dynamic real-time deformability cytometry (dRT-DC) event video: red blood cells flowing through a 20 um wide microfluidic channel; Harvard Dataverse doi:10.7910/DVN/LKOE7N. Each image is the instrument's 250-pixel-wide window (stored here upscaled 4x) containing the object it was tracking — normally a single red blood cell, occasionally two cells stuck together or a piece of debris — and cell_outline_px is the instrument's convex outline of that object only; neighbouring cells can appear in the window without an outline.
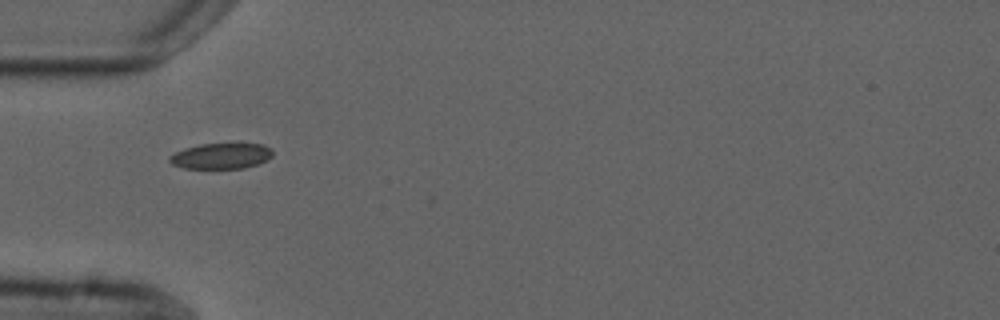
{"species": "common noctule bat (a hibernating species)", "species_latin": "Nyctalus noctula", "temperature_condition": "cold", "stored_images_in_passage": 6, "camera_frame_rate_fps": 3000, "um_per_image_px": 0.085, "animal": {"sex": "male", "forearm_length_mm": 52.5}, "frame": {"image": 1, "passage_image": 5, "time_ms": 4.667, "image_size_px": [1000, 320], "cell_outline_px": [[272, 156], [268, 160], [244, 168], [184, 168], [172, 164], [168, 160], [168, 156], [184, 148], [200, 144], [236, 140], [264, 144], [272, 148]], "centroid_in_image_um": [18.85, 13.19], "position_along_channel_um": 66.1, "area_um2": 16.36}}
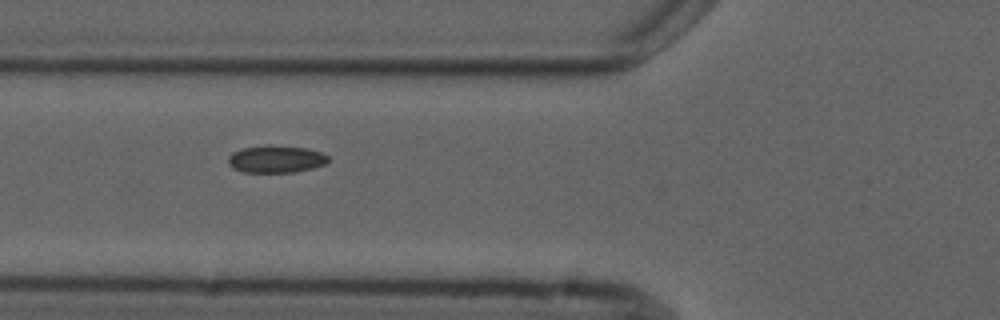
{"frame": {"image": 2, "passage_image": 6, "time_ms": 5.667, "image_size_px": [1000, 320], "cell_outline_px": [[328, 160], [324, 164], [312, 168], [292, 172], [244, 172], [232, 168], [228, 164], [228, 156], [232, 152], [244, 148], [268, 144], [272, 144], [308, 148], [320, 152], [328, 156]], "centroid_in_image_um": [23.43, 13.5], "position_along_channel_um": 102.4, "area_um2": 16.01}}